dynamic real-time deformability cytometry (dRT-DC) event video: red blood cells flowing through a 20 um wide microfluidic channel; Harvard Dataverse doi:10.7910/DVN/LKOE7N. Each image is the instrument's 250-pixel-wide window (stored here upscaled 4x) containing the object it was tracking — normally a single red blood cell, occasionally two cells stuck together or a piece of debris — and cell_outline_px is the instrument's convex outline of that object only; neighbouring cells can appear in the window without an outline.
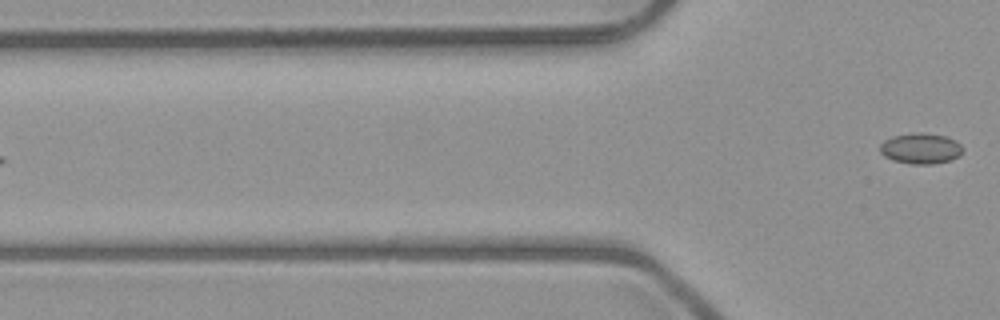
{"species": "common noctule bat (a hibernating species)", "species_latin": "Nyctalus noctula", "temperature_condition": "room temperature", "stored_images_in_passage": 6, "camera_frame_rate_fps": 3000, "um_per_image_px": 0.085, "animal": {"sex": "male", "body_mass_g": 23.1, "forearm_length_mm": 52.7}, "frame": {"image": 1, "passage_image": 6, "time_ms": 6.667, "image_size_px": [1000, 320], "cell_outline_px": [[964, 148], [960, 156], [952, 160], [932, 164], [912, 164], [892, 160], [884, 156], [880, 152], [880, 144], [884, 140], [892, 136], [912, 132], [920, 132], [944, 136], [956, 140]], "centroid_in_image_um": [78.27, 12.62], "position_along_channel_um": 47.5, "area_um2": 15.03}}